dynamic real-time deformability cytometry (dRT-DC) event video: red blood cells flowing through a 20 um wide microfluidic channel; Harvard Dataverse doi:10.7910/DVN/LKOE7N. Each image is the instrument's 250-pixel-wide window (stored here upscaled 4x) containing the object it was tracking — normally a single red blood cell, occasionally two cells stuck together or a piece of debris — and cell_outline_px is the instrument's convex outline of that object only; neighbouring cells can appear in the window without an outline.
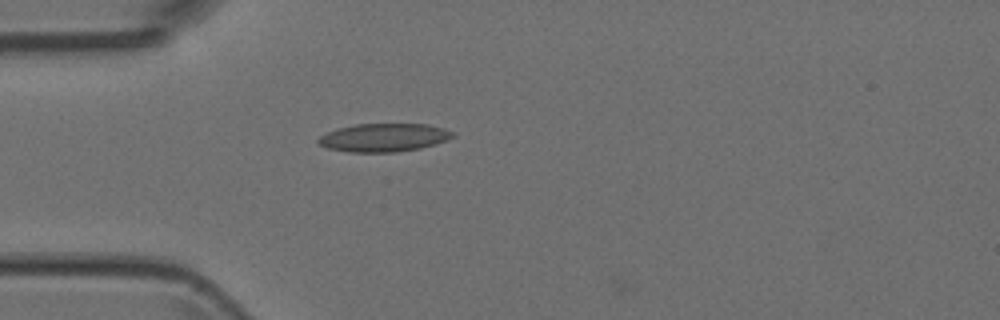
{"species": "Egyptian fruit bat (a non-hibernating species)", "species_latin": "Rousettus aegyptiacus", "temperature_condition": "room temperature", "stored_images_in_passage": 3, "camera_frame_rate_fps": 3000, "um_per_image_px": 0.085, "animal": {"sex": "female"}, "frame": {"image": 1, "passage_image": 3, "time_ms": 3.333, "image_size_px": [1000, 320], "cell_outline_px": [[456, 136], [436, 144], [420, 148], [396, 152], [348, 152], [328, 148], [316, 144], [316, 140], [320, 136], [336, 128], [356, 124], [428, 124], [444, 128], [456, 132]], "centroid_in_image_um": [32.63, 11.69], "position_along_channel_um": 52.4, "area_um2": 22.37}}